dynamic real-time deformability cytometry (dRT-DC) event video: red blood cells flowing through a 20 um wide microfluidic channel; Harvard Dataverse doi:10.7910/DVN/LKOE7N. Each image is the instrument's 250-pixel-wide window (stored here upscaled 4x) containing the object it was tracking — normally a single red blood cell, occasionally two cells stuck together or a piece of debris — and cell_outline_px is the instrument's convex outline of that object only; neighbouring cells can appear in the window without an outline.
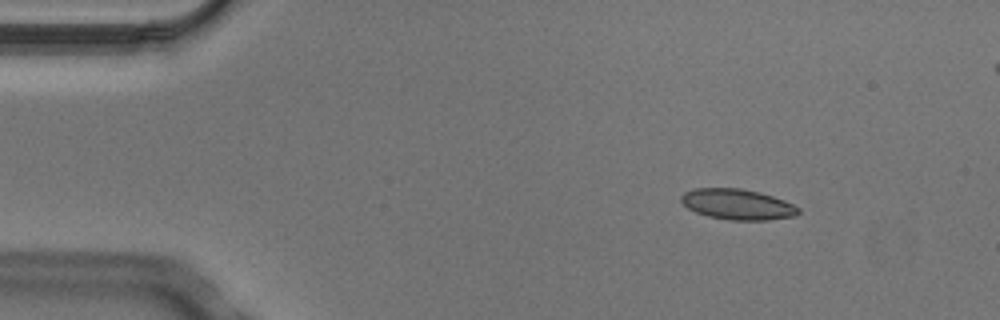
{"species": "Egyptian fruit bat (a non-hibernating species)", "species_latin": "Rousettus aegyptiacus", "temperature_condition": "cold", "stored_images_in_passage": 5, "camera_frame_rate_fps": 3000, "um_per_image_px": 0.085, "animal": {"sex": "male"}, "frame": {"image": 1, "passage_image": 2, "time_ms": 0.333, "image_size_px": [1000, 320], "cell_outline_px": [[800, 212], [792, 216], [768, 220], [728, 220], [708, 216], [696, 212], [688, 208], [680, 200], [680, 196], [684, 192], [696, 188], [740, 188], [760, 192], [784, 200], [800, 208]], "centroid_in_image_um": [62.67, 17.36], "position_along_channel_um": 22.3, "area_um2": 20.87}}